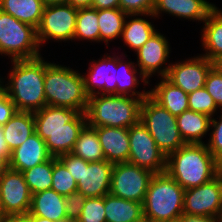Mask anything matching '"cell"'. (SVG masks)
I'll use <instances>...</instances> for the list:
<instances>
[{"mask_svg":"<svg viewBox=\"0 0 222 222\" xmlns=\"http://www.w3.org/2000/svg\"><path fill=\"white\" fill-rule=\"evenodd\" d=\"M165 172L185 190L198 187L216 177V158L205 143L184 144L167 156Z\"/></svg>","mask_w":222,"mask_h":222,"instance_id":"2","label":"cell"},{"mask_svg":"<svg viewBox=\"0 0 222 222\" xmlns=\"http://www.w3.org/2000/svg\"><path fill=\"white\" fill-rule=\"evenodd\" d=\"M13 69L4 90L17 111L36 112L46 106L44 92L45 60H11Z\"/></svg>","mask_w":222,"mask_h":222,"instance_id":"1","label":"cell"},{"mask_svg":"<svg viewBox=\"0 0 222 222\" xmlns=\"http://www.w3.org/2000/svg\"><path fill=\"white\" fill-rule=\"evenodd\" d=\"M37 29L0 10V54L12 60L34 59L40 55Z\"/></svg>","mask_w":222,"mask_h":222,"instance_id":"7","label":"cell"},{"mask_svg":"<svg viewBox=\"0 0 222 222\" xmlns=\"http://www.w3.org/2000/svg\"><path fill=\"white\" fill-rule=\"evenodd\" d=\"M133 63V64H132ZM123 66V67H122ZM121 69V70H120ZM138 69L134 66V62H122L117 56L116 71V95L132 96L145 99L149 95V90L143 92L135 91L139 81L136 76ZM132 93V94H130Z\"/></svg>","mask_w":222,"mask_h":222,"instance_id":"31","label":"cell"},{"mask_svg":"<svg viewBox=\"0 0 222 222\" xmlns=\"http://www.w3.org/2000/svg\"><path fill=\"white\" fill-rule=\"evenodd\" d=\"M149 95L175 117L189 110L188 94L174 85L166 77L149 91Z\"/></svg>","mask_w":222,"mask_h":222,"instance_id":"22","label":"cell"},{"mask_svg":"<svg viewBox=\"0 0 222 222\" xmlns=\"http://www.w3.org/2000/svg\"><path fill=\"white\" fill-rule=\"evenodd\" d=\"M10 157L9 149H0V177L9 169Z\"/></svg>","mask_w":222,"mask_h":222,"instance_id":"46","label":"cell"},{"mask_svg":"<svg viewBox=\"0 0 222 222\" xmlns=\"http://www.w3.org/2000/svg\"><path fill=\"white\" fill-rule=\"evenodd\" d=\"M58 159L65 165L74 180L78 183L81 180L82 158L77 157L72 153H68L59 156Z\"/></svg>","mask_w":222,"mask_h":222,"instance_id":"43","label":"cell"},{"mask_svg":"<svg viewBox=\"0 0 222 222\" xmlns=\"http://www.w3.org/2000/svg\"><path fill=\"white\" fill-rule=\"evenodd\" d=\"M51 189L63 196H67L77 191V182L74 180L65 165L55 157H53Z\"/></svg>","mask_w":222,"mask_h":222,"instance_id":"35","label":"cell"},{"mask_svg":"<svg viewBox=\"0 0 222 222\" xmlns=\"http://www.w3.org/2000/svg\"><path fill=\"white\" fill-rule=\"evenodd\" d=\"M128 134L130 145L128 163L154 174L165 172L167 157L140 120L128 128Z\"/></svg>","mask_w":222,"mask_h":222,"instance_id":"8","label":"cell"},{"mask_svg":"<svg viewBox=\"0 0 222 222\" xmlns=\"http://www.w3.org/2000/svg\"><path fill=\"white\" fill-rule=\"evenodd\" d=\"M154 173L128 162L115 163L110 191L114 196L143 204L149 182Z\"/></svg>","mask_w":222,"mask_h":222,"instance_id":"9","label":"cell"},{"mask_svg":"<svg viewBox=\"0 0 222 222\" xmlns=\"http://www.w3.org/2000/svg\"><path fill=\"white\" fill-rule=\"evenodd\" d=\"M214 66L222 72V56L214 62Z\"/></svg>","mask_w":222,"mask_h":222,"instance_id":"53","label":"cell"},{"mask_svg":"<svg viewBox=\"0 0 222 222\" xmlns=\"http://www.w3.org/2000/svg\"><path fill=\"white\" fill-rule=\"evenodd\" d=\"M140 98L124 95L96 94L88 97L85 112L91 127L129 128L140 120Z\"/></svg>","mask_w":222,"mask_h":222,"instance_id":"5","label":"cell"},{"mask_svg":"<svg viewBox=\"0 0 222 222\" xmlns=\"http://www.w3.org/2000/svg\"><path fill=\"white\" fill-rule=\"evenodd\" d=\"M100 41H109L122 35L125 18L127 15L120 8L97 10Z\"/></svg>","mask_w":222,"mask_h":222,"instance_id":"32","label":"cell"},{"mask_svg":"<svg viewBox=\"0 0 222 222\" xmlns=\"http://www.w3.org/2000/svg\"><path fill=\"white\" fill-rule=\"evenodd\" d=\"M106 222H142V203L126 200L108 193L104 196Z\"/></svg>","mask_w":222,"mask_h":222,"instance_id":"23","label":"cell"},{"mask_svg":"<svg viewBox=\"0 0 222 222\" xmlns=\"http://www.w3.org/2000/svg\"><path fill=\"white\" fill-rule=\"evenodd\" d=\"M155 0H120V9L127 15L151 16Z\"/></svg>","mask_w":222,"mask_h":222,"instance_id":"39","label":"cell"},{"mask_svg":"<svg viewBox=\"0 0 222 222\" xmlns=\"http://www.w3.org/2000/svg\"><path fill=\"white\" fill-rule=\"evenodd\" d=\"M215 7L206 0H155L151 14L158 17L160 13L166 12L172 16L204 22Z\"/></svg>","mask_w":222,"mask_h":222,"instance_id":"20","label":"cell"},{"mask_svg":"<svg viewBox=\"0 0 222 222\" xmlns=\"http://www.w3.org/2000/svg\"><path fill=\"white\" fill-rule=\"evenodd\" d=\"M30 222H53V221L47 218L38 217V216L30 214Z\"/></svg>","mask_w":222,"mask_h":222,"instance_id":"52","label":"cell"},{"mask_svg":"<svg viewBox=\"0 0 222 222\" xmlns=\"http://www.w3.org/2000/svg\"><path fill=\"white\" fill-rule=\"evenodd\" d=\"M216 222H222V209L219 214L216 216Z\"/></svg>","mask_w":222,"mask_h":222,"instance_id":"54","label":"cell"},{"mask_svg":"<svg viewBox=\"0 0 222 222\" xmlns=\"http://www.w3.org/2000/svg\"><path fill=\"white\" fill-rule=\"evenodd\" d=\"M73 220H65V221H61V222H72Z\"/></svg>","mask_w":222,"mask_h":222,"instance_id":"56","label":"cell"},{"mask_svg":"<svg viewBox=\"0 0 222 222\" xmlns=\"http://www.w3.org/2000/svg\"><path fill=\"white\" fill-rule=\"evenodd\" d=\"M78 9L68 4L46 6L37 28L39 45L46 40H73Z\"/></svg>","mask_w":222,"mask_h":222,"instance_id":"10","label":"cell"},{"mask_svg":"<svg viewBox=\"0 0 222 222\" xmlns=\"http://www.w3.org/2000/svg\"><path fill=\"white\" fill-rule=\"evenodd\" d=\"M213 66L214 63L201 54L183 62L170 63L166 78L189 94L204 87Z\"/></svg>","mask_w":222,"mask_h":222,"instance_id":"14","label":"cell"},{"mask_svg":"<svg viewBox=\"0 0 222 222\" xmlns=\"http://www.w3.org/2000/svg\"><path fill=\"white\" fill-rule=\"evenodd\" d=\"M0 149H9L5 141L4 131L2 126H0Z\"/></svg>","mask_w":222,"mask_h":222,"instance_id":"51","label":"cell"},{"mask_svg":"<svg viewBox=\"0 0 222 222\" xmlns=\"http://www.w3.org/2000/svg\"><path fill=\"white\" fill-rule=\"evenodd\" d=\"M51 158L45 141L35 132L11 152L9 168L23 172Z\"/></svg>","mask_w":222,"mask_h":222,"instance_id":"18","label":"cell"},{"mask_svg":"<svg viewBox=\"0 0 222 222\" xmlns=\"http://www.w3.org/2000/svg\"><path fill=\"white\" fill-rule=\"evenodd\" d=\"M222 209V182L213 178L198 187L185 190L183 213L216 217Z\"/></svg>","mask_w":222,"mask_h":222,"instance_id":"12","label":"cell"},{"mask_svg":"<svg viewBox=\"0 0 222 222\" xmlns=\"http://www.w3.org/2000/svg\"><path fill=\"white\" fill-rule=\"evenodd\" d=\"M188 106L189 110L205 114L211 118L218 110L213 98L205 87L188 94Z\"/></svg>","mask_w":222,"mask_h":222,"instance_id":"36","label":"cell"},{"mask_svg":"<svg viewBox=\"0 0 222 222\" xmlns=\"http://www.w3.org/2000/svg\"><path fill=\"white\" fill-rule=\"evenodd\" d=\"M0 78V126H3L15 113V104L11 101L9 96L6 94Z\"/></svg>","mask_w":222,"mask_h":222,"instance_id":"42","label":"cell"},{"mask_svg":"<svg viewBox=\"0 0 222 222\" xmlns=\"http://www.w3.org/2000/svg\"><path fill=\"white\" fill-rule=\"evenodd\" d=\"M52 171L53 157L22 172L31 194L51 189Z\"/></svg>","mask_w":222,"mask_h":222,"instance_id":"34","label":"cell"},{"mask_svg":"<svg viewBox=\"0 0 222 222\" xmlns=\"http://www.w3.org/2000/svg\"><path fill=\"white\" fill-rule=\"evenodd\" d=\"M107 55L91 64L87 76H83L84 90L88 97L96 94L116 95L117 56Z\"/></svg>","mask_w":222,"mask_h":222,"instance_id":"16","label":"cell"},{"mask_svg":"<svg viewBox=\"0 0 222 222\" xmlns=\"http://www.w3.org/2000/svg\"><path fill=\"white\" fill-rule=\"evenodd\" d=\"M220 121L211 118L210 128L213 131L211 133L210 139L206 144L210 153L217 159L222 156V115L219 118Z\"/></svg>","mask_w":222,"mask_h":222,"instance_id":"41","label":"cell"},{"mask_svg":"<svg viewBox=\"0 0 222 222\" xmlns=\"http://www.w3.org/2000/svg\"><path fill=\"white\" fill-rule=\"evenodd\" d=\"M32 194L22 172L9 168L0 177V203L6 215L27 214Z\"/></svg>","mask_w":222,"mask_h":222,"instance_id":"11","label":"cell"},{"mask_svg":"<svg viewBox=\"0 0 222 222\" xmlns=\"http://www.w3.org/2000/svg\"><path fill=\"white\" fill-rule=\"evenodd\" d=\"M87 124L85 113H80L72 122L57 131H35L46 143L52 157L71 153L83 127Z\"/></svg>","mask_w":222,"mask_h":222,"instance_id":"17","label":"cell"},{"mask_svg":"<svg viewBox=\"0 0 222 222\" xmlns=\"http://www.w3.org/2000/svg\"><path fill=\"white\" fill-rule=\"evenodd\" d=\"M177 126L186 144H202V137L210 130L211 117L186 110L176 117Z\"/></svg>","mask_w":222,"mask_h":222,"instance_id":"27","label":"cell"},{"mask_svg":"<svg viewBox=\"0 0 222 222\" xmlns=\"http://www.w3.org/2000/svg\"><path fill=\"white\" fill-rule=\"evenodd\" d=\"M44 6L67 4V0H42Z\"/></svg>","mask_w":222,"mask_h":222,"instance_id":"50","label":"cell"},{"mask_svg":"<svg viewBox=\"0 0 222 222\" xmlns=\"http://www.w3.org/2000/svg\"><path fill=\"white\" fill-rule=\"evenodd\" d=\"M114 163L104 161L86 162L82 159L81 180L77 191L88 197H103L110 191Z\"/></svg>","mask_w":222,"mask_h":222,"instance_id":"15","label":"cell"},{"mask_svg":"<svg viewBox=\"0 0 222 222\" xmlns=\"http://www.w3.org/2000/svg\"><path fill=\"white\" fill-rule=\"evenodd\" d=\"M71 153L89 163L105 160L96 130L88 124L81 130Z\"/></svg>","mask_w":222,"mask_h":222,"instance_id":"29","label":"cell"},{"mask_svg":"<svg viewBox=\"0 0 222 222\" xmlns=\"http://www.w3.org/2000/svg\"><path fill=\"white\" fill-rule=\"evenodd\" d=\"M105 160L112 163L128 162L130 154L128 128L94 127Z\"/></svg>","mask_w":222,"mask_h":222,"instance_id":"19","label":"cell"},{"mask_svg":"<svg viewBox=\"0 0 222 222\" xmlns=\"http://www.w3.org/2000/svg\"><path fill=\"white\" fill-rule=\"evenodd\" d=\"M132 16L133 19L131 18L129 21L125 19L121 36L124 43L136 52L149 40L156 30L154 25L148 20L137 17L134 18V16L141 15H131L130 17Z\"/></svg>","mask_w":222,"mask_h":222,"instance_id":"30","label":"cell"},{"mask_svg":"<svg viewBox=\"0 0 222 222\" xmlns=\"http://www.w3.org/2000/svg\"><path fill=\"white\" fill-rule=\"evenodd\" d=\"M97 9L79 8L77 11L74 39L100 42Z\"/></svg>","mask_w":222,"mask_h":222,"instance_id":"33","label":"cell"},{"mask_svg":"<svg viewBox=\"0 0 222 222\" xmlns=\"http://www.w3.org/2000/svg\"><path fill=\"white\" fill-rule=\"evenodd\" d=\"M93 0H67V4L79 8H91Z\"/></svg>","mask_w":222,"mask_h":222,"instance_id":"48","label":"cell"},{"mask_svg":"<svg viewBox=\"0 0 222 222\" xmlns=\"http://www.w3.org/2000/svg\"><path fill=\"white\" fill-rule=\"evenodd\" d=\"M91 8L97 10L120 8V0H93Z\"/></svg>","mask_w":222,"mask_h":222,"instance_id":"44","label":"cell"},{"mask_svg":"<svg viewBox=\"0 0 222 222\" xmlns=\"http://www.w3.org/2000/svg\"><path fill=\"white\" fill-rule=\"evenodd\" d=\"M1 222H30V213L6 215Z\"/></svg>","mask_w":222,"mask_h":222,"instance_id":"47","label":"cell"},{"mask_svg":"<svg viewBox=\"0 0 222 222\" xmlns=\"http://www.w3.org/2000/svg\"><path fill=\"white\" fill-rule=\"evenodd\" d=\"M80 113L77 109L46 105L33 113L35 131L61 130L66 123L72 122Z\"/></svg>","mask_w":222,"mask_h":222,"instance_id":"26","label":"cell"},{"mask_svg":"<svg viewBox=\"0 0 222 222\" xmlns=\"http://www.w3.org/2000/svg\"><path fill=\"white\" fill-rule=\"evenodd\" d=\"M179 222H216V217L201 215L182 214L178 219Z\"/></svg>","mask_w":222,"mask_h":222,"instance_id":"45","label":"cell"},{"mask_svg":"<svg viewBox=\"0 0 222 222\" xmlns=\"http://www.w3.org/2000/svg\"><path fill=\"white\" fill-rule=\"evenodd\" d=\"M44 92L46 105L87 110L83 75L72 68L45 61Z\"/></svg>","mask_w":222,"mask_h":222,"instance_id":"3","label":"cell"},{"mask_svg":"<svg viewBox=\"0 0 222 222\" xmlns=\"http://www.w3.org/2000/svg\"><path fill=\"white\" fill-rule=\"evenodd\" d=\"M140 121L167 157L186 144L177 126V119L150 95L142 100Z\"/></svg>","mask_w":222,"mask_h":222,"instance_id":"6","label":"cell"},{"mask_svg":"<svg viewBox=\"0 0 222 222\" xmlns=\"http://www.w3.org/2000/svg\"><path fill=\"white\" fill-rule=\"evenodd\" d=\"M80 222H106L103 197H88L84 203Z\"/></svg>","mask_w":222,"mask_h":222,"instance_id":"37","label":"cell"},{"mask_svg":"<svg viewBox=\"0 0 222 222\" xmlns=\"http://www.w3.org/2000/svg\"><path fill=\"white\" fill-rule=\"evenodd\" d=\"M87 197L79 191L65 196V212L68 220H78Z\"/></svg>","mask_w":222,"mask_h":222,"instance_id":"40","label":"cell"},{"mask_svg":"<svg viewBox=\"0 0 222 222\" xmlns=\"http://www.w3.org/2000/svg\"><path fill=\"white\" fill-rule=\"evenodd\" d=\"M65 196L49 189L32 194L29 213L38 217L47 218L53 222L67 220Z\"/></svg>","mask_w":222,"mask_h":222,"instance_id":"21","label":"cell"},{"mask_svg":"<svg viewBox=\"0 0 222 222\" xmlns=\"http://www.w3.org/2000/svg\"><path fill=\"white\" fill-rule=\"evenodd\" d=\"M204 87L213 98L217 108H222V72L216 66L208 72Z\"/></svg>","mask_w":222,"mask_h":222,"instance_id":"38","label":"cell"},{"mask_svg":"<svg viewBox=\"0 0 222 222\" xmlns=\"http://www.w3.org/2000/svg\"><path fill=\"white\" fill-rule=\"evenodd\" d=\"M170 44H168V40L165 36H163L159 32H155L148 41H146L142 47H140L136 52L137 54V62L139 67V74L141 81L144 84L149 83V78L152 77V73L155 74L156 71L159 73L158 75L162 77H166L169 71V66H165L162 68L163 64L165 65L169 53H170ZM160 68V69H159Z\"/></svg>","mask_w":222,"mask_h":222,"instance_id":"13","label":"cell"},{"mask_svg":"<svg viewBox=\"0 0 222 222\" xmlns=\"http://www.w3.org/2000/svg\"><path fill=\"white\" fill-rule=\"evenodd\" d=\"M5 218V214L3 213L1 203H0V222Z\"/></svg>","mask_w":222,"mask_h":222,"instance_id":"55","label":"cell"},{"mask_svg":"<svg viewBox=\"0 0 222 222\" xmlns=\"http://www.w3.org/2000/svg\"><path fill=\"white\" fill-rule=\"evenodd\" d=\"M216 177L222 182V156L216 159Z\"/></svg>","mask_w":222,"mask_h":222,"instance_id":"49","label":"cell"},{"mask_svg":"<svg viewBox=\"0 0 222 222\" xmlns=\"http://www.w3.org/2000/svg\"><path fill=\"white\" fill-rule=\"evenodd\" d=\"M45 6L42 0H0V10L38 28Z\"/></svg>","mask_w":222,"mask_h":222,"instance_id":"28","label":"cell"},{"mask_svg":"<svg viewBox=\"0 0 222 222\" xmlns=\"http://www.w3.org/2000/svg\"><path fill=\"white\" fill-rule=\"evenodd\" d=\"M183 189L166 172L154 174L143 201V217L148 222L176 221L183 214Z\"/></svg>","mask_w":222,"mask_h":222,"instance_id":"4","label":"cell"},{"mask_svg":"<svg viewBox=\"0 0 222 222\" xmlns=\"http://www.w3.org/2000/svg\"><path fill=\"white\" fill-rule=\"evenodd\" d=\"M202 46L203 54L213 63L222 56V11L215 7L203 22Z\"/></svg>","mask_w":222,"mask_h":222,"instance_id":"25","label":"cell"},{"mask_svg":"<svg viewBox=\"0 0 222 222\" xmlns=\"http://www.w3.org/2000/svg\"><path fill=\"white\" fill-rule=\"evenodd\" d=\"M6 144L12 152L35 133V122L32 112L16 111L2 126Z\"/></svg>","mask_w":222,"mask_h":222,"instance_id":"24","label":"cell"}]
</instances>
